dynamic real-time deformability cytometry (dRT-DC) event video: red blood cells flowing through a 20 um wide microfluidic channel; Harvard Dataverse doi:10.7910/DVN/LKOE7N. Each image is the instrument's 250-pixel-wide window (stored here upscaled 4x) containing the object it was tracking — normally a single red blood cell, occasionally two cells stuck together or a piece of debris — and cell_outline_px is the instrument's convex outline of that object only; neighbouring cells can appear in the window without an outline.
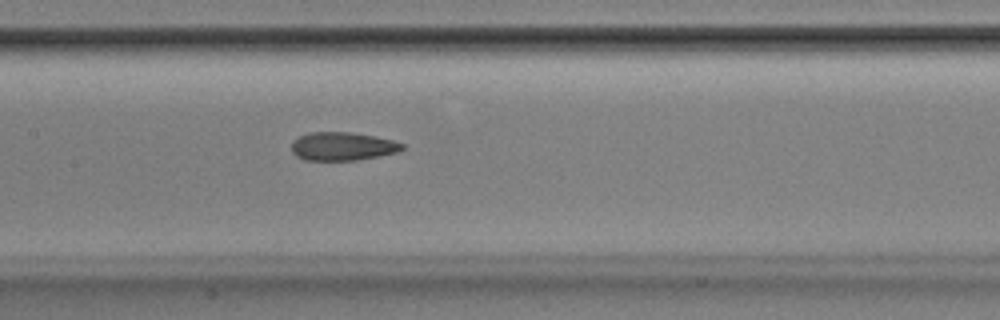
{"species": "Egyptian fruit bat (a non-hibernating species)", "species_latin": "Rousettus aegyptiacus", "temperature_condition": "room temperature", "stored_images_in_passage": 47, "camera_frame_rate_fps": 3000, "um_per_image_px": 0.085, "animal": {"sex": "male"}, "frame": {"image": 1, "passage_image": 20, "time_ms": 6.333, "image_size_px": [1000, 320], "cell_outline_px": [[404, 148], [396, 152], [356, 160], [304, 160], [296, 156], [292, 152], [292, 140], [296, 136], [308, 132], [352, 132], [376, 136], [392, 140], [404, 144]], "centroid_in_image_um": [29.05, 12.42], "position_along_channel_um": 178.3, "area_um2": 18.38}}
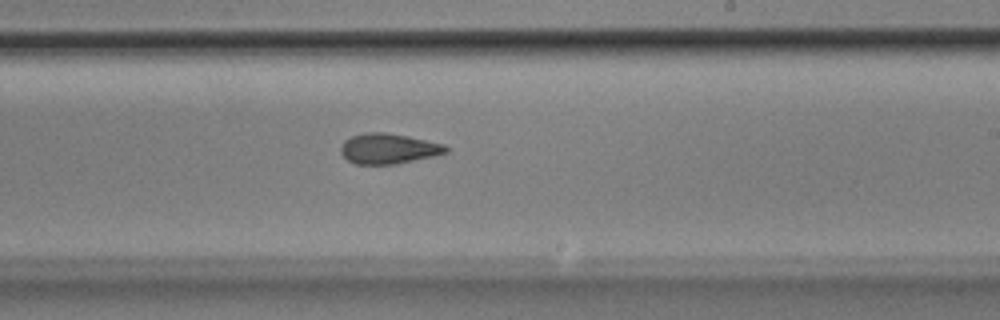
{"frame": {"image": 2, "passage_image": 26, "time_ms": 8.333, "image_size_px": [1000, 320], "cell_outline_px": [[448, 152], [432, 156], [392, 164], [356, 164], [348, 160], [340, 152], [340, 148], [344, 140], [352, 136], [364, 132], [384, 132], [408, 136], [444, 144], [448, 148]], "centroid_in_image_um": [32.99, 12.62], "position_along_channel_um": 256.0, "area_um2": 18.38}}
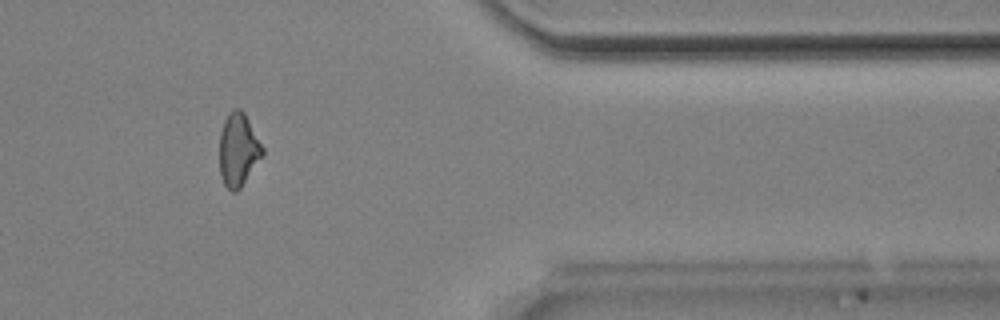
{"frame": {"image": 3, "passage_image": 38, "time_ms": 12.333, "image_size_px": [1000, 320], "cell_outline_px": [[264, 152], [240, 188], [236, 192], [232, 192], [224, 184], [220, 176], [220, 132], [224, 120], [228, 112], [232, 108], [240, 108], [244, 112], [264, 148]], "centroid_in_image_um": [20.24, 12.7], "position_along_channel_um": 391.2, "area_um2": 18.21}, "authors_computed_cell_mechanics": {"area_um2": 18.785, "velocity_mm_per_s": 3.9036, "shape_relaxation_time_tau1_ms": 10.0672, "shape_relaxation_time_tau2_ms": 2.455, "deformation_change_tau1": 0.2235, "deformation_change_tau2": 0.117}}